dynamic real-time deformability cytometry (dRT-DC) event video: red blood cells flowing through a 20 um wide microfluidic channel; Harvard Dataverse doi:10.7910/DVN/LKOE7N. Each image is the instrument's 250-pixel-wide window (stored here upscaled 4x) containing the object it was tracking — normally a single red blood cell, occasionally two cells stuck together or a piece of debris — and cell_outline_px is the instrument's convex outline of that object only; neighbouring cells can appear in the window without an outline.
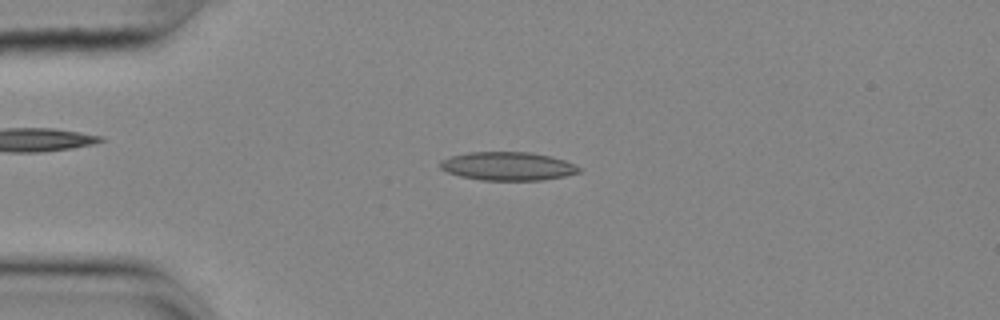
{"species": "common noctule bat (a hibernating species)", "species_latin": "Nyctalus noctula", "temperature_condition": "cold", "stored_images_in_passage": 55, "camera_frame_rate_fps": 3000, "um_per_image_px": 0.085, "animal": {"sex": "female", "body_mass_g": 25.1}, "frame": {"image": 1, "passage_image": 13, "time_ms": 4.0, "image_size_px": [1000, 320], "cell_outline_px": [[584, 172], [564, 176], [540, 180], [480, 180], [460, 176], [448, 172], [440, 168], [440, 160], [452, 156], [468, 152], [532, 152], [552, 156], [576, 164], [584, 168]], "centroid_in_image_um": [43.23, 14.12], "position_along_channel_um": 41.8, "area_um2": 23.29}}
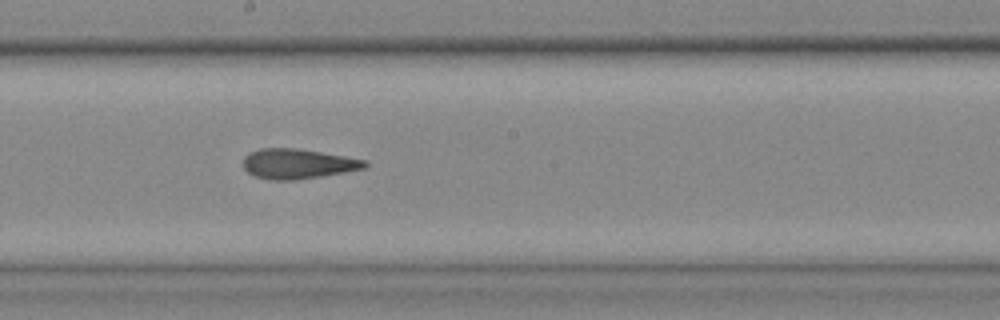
{"frame": {"image": 2, "passage_image": 30, "time_ms": 9.667, "image_size_px": [1000, 320], "cell_outline_px": [[368, 164], [364, 168], [320, 176], [296, 180], [272, 180], [252, 176], [244, 168], [244, 156], [260, 148], [296, 148], [368, 160]], "centroid_in_image_um": [25.29, 13.92], "position_along_channel_um": 222.9, "area_um2": 21.04}}
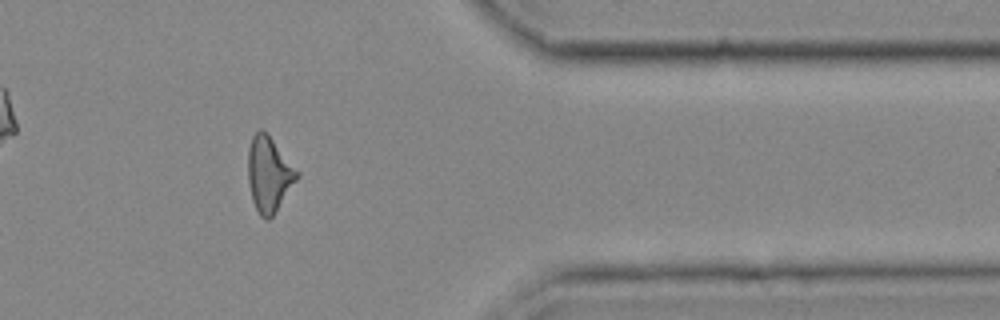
{"frame": {"image": 3, "passage_image": 45, "time_ms": 14.667, "image_size_px": [1000, 320], "cell_outline_px": [[300, 176], [272, 216], [268, 220], [260, 216], [252, 200], [248, 180], [248, 148], [252, 136], [260, 128], [264, 128], [300, 172]], "centroid_in_image_um": [22.87, 14.76], "position_along_channel_um": 388.5, "area_um2": 21.62}, "authors_computed_cell_mechanics": {"area_um2": 21.386, "velocity_mm_per_s": 3.6457, "shape_relaxation_time_tau1_ms": 8.8561, "shape_relaxation_time_tau2_ms": 3.4284, "deformation_change_tau1": 0.2269, "deformation_change_tau2": 0.1312}}